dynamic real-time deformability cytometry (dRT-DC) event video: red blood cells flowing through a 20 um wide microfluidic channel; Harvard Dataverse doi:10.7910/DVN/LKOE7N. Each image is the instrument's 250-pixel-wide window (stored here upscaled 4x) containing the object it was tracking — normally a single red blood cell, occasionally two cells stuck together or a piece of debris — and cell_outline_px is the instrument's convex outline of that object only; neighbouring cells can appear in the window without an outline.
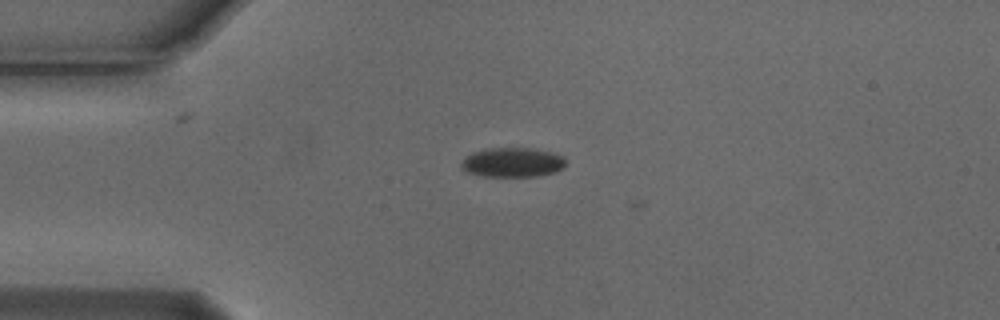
{"species": "Egyptian fruit bat (a non-hibernating species)", "species_latin": "Rousettus aegyptiacus", "temperature_condition": "cold", "stored_images_in_passage": 5, "camera_frame_rate_fps": 3000, "um_per_image_px": 0.085, "animal": {"sex": "male"}, "frame": {"image": 1, "passage_image": 4, "time_ms": 1.0, "image_size_px": [1000, 320], "cell_outline_px": [[564, 168], [556, 172], [536, 176], [484, 176], [468, 172], [460, 168], [460, 164], [472, 152], [484, 148], [532, 148], [564, 156]], "centroid_in_image_um": [43.55, 13.8], "position_along_channel_um": 41.4, "area_um2": 17.86}}